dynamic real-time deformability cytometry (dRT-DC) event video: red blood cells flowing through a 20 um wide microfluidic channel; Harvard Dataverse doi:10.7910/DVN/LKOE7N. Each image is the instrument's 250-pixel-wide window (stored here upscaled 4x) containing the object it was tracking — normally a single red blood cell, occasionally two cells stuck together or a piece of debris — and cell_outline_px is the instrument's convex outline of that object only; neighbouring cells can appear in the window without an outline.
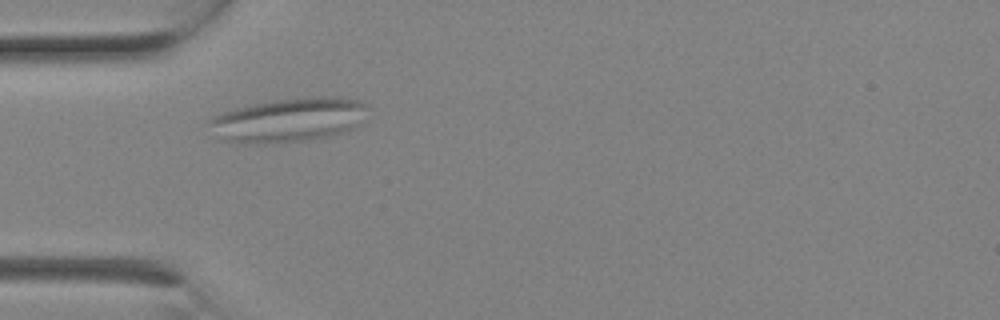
{"species": "Egyptian fruit bat (a non-hibernating species)", "species_latin": "Rousettus aegyptiacus", "temperature_condition": "room temperature", "stored_images_in_passage": 2, "camera_frame_rate_fps": 3000, "um_per_image_px": 0.085, "animal": {"sex": "female"}, "frame": {"image": 1, "passage_image": 2, "time_ms": 0.333, "image_size_px": [1000, 320], "cell_outline_px": [[368, 104], [356, 128], [312, 140], [264, 144], [248, 144], [220, 140], [204, 124], [212, 116], [236, 108], [272, 100], [308, 96], [336, 96], [364, 100]], "centroid_in_image_um": [24.48, 10.19], "position_along_channel_um": 60.5, "area_um2": 41.44}}